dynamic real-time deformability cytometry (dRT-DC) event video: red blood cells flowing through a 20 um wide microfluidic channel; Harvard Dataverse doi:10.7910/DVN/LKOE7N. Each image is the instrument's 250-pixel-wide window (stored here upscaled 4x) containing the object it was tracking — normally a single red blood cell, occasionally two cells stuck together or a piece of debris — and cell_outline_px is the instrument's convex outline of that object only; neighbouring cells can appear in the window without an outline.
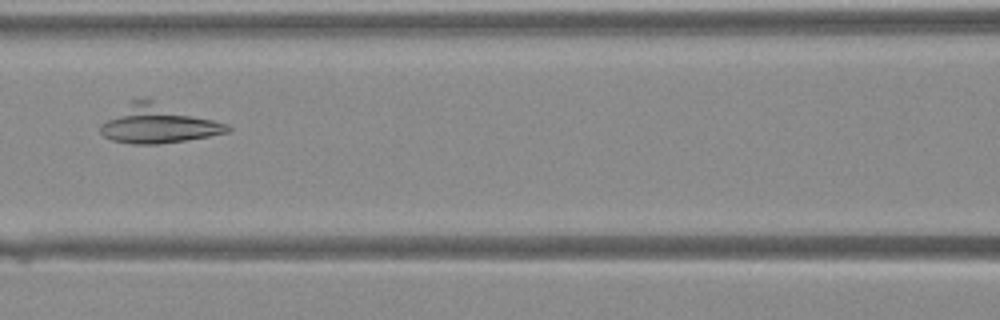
{"species": "Egyptian fruit bat (a non-hibernating species)", "species_latin": "Rousettus aegyptiacus", "temperature_condition": "warm", "stored_images_in_passage": 26, "camera_frame_rate_fps": 3000, "um_per_image_px": 0.085, "animal": {"sex": "female"}, "frame": {"image": 1, "passage_image": 20, "time_ms": 6.333, "image_size_px": [1000, 320], "cell_outline_px": [[232, 128], [228, 132], [208, 136], [160, 144], [132, 144], [112, 140], [104, 136], [100, 132], [100, 124], [128, 100], [148, 96], [228, 124]], "centroid_in_image_um": [13.41, 10.48], "position_along_channel_um": 153.2, "area_um2": 29.13}}
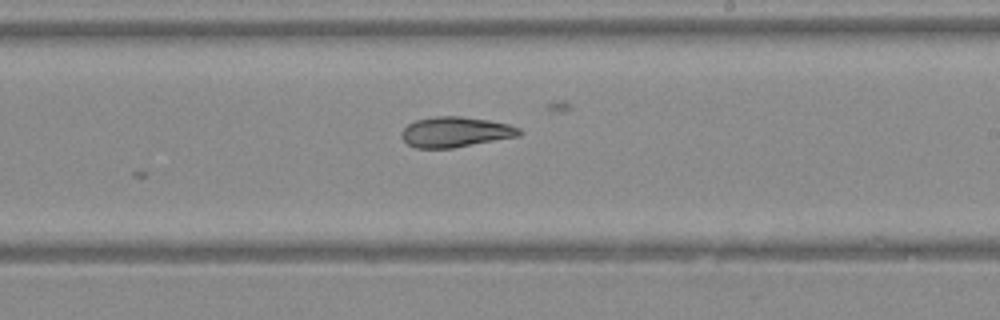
{"frame": {"image": 2, "passage_image": 26, "time_ms": 8.333, "image_size_px": [1000, 320], "cell_outline_px": [[524, 132], [520, 136], [452, 148], [416, 148], [408, 144], [400, 136], [400, 132], [408, 124], [416, 120], [432, 116], [464, 116], [488, 120], [508, 124], [520, 128]], "centroid_in_image_um": [38.72, 11.21], "position_along_channel_um": 250.3, "area_um2": 20.98}}